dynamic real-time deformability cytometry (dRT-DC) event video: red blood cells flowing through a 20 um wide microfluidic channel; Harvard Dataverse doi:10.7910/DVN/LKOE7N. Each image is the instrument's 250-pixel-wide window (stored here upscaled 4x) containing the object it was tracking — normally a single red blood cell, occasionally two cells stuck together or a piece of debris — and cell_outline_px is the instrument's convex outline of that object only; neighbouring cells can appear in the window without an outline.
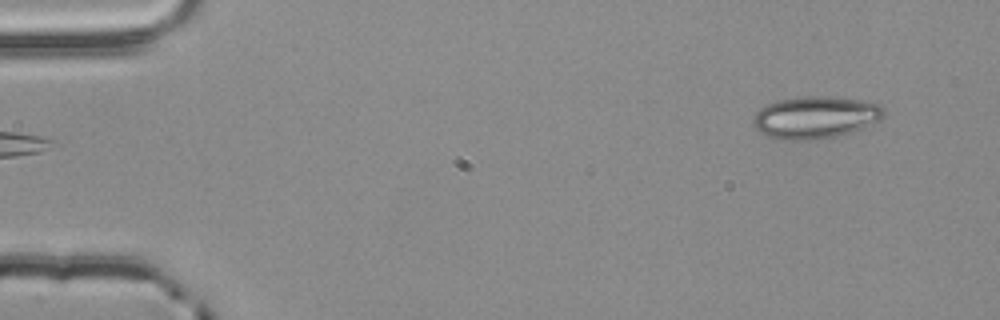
{"species": "common noctule bat (a hibernating species)", "species_latin": "Nyctalus noctula", "temperature_condition": "room temperature", "stored_images_in_passage": 2, "camera_frame_rate_fps": 3000, "um_per_image_px": 0.085, "animal": {"sex": "male", "body_mass_g": 20.4}, "frame": {"image": 1, "passage_image": 2, "time_ms": 0.333, "image_size_px": [1000, 320], "cell_outline_px": [[884, 116], [880, 120], [864, 128], [852, 132], [836, 136], [812, 140], [780, 140], [768, 136], [760, 132], [752, 124], [752, 120], [756, 112], [760, 108], [776, 100], [804, 96], [832, 96], [880, 104], [884, 108]], "centroid_in_image_um": [69.3, 9.98], "position_along_channel_um": 15.7, "area_um2": 32.37}}